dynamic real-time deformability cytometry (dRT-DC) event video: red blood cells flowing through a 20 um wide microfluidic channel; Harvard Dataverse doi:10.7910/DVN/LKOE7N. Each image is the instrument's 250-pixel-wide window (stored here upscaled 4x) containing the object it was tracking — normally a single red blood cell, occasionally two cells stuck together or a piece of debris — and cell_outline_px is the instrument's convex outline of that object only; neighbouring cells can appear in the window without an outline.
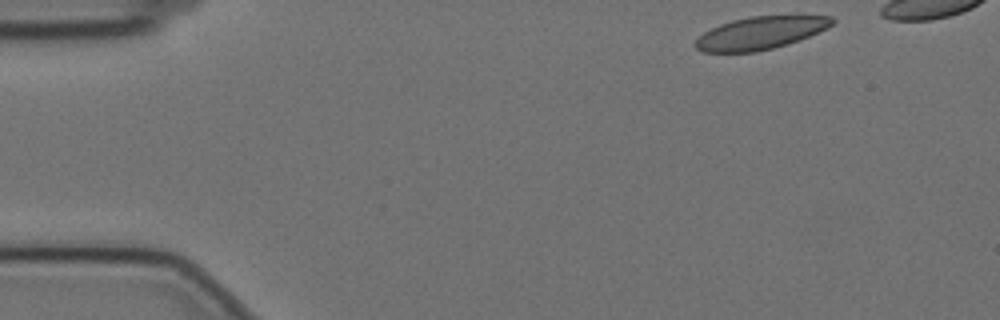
{"species": "Egyptian fruit bat (a non-hibernating species)", "species_latin": "Rousettus aegyptiacus", "temperature_condition": "cold", "stored_images_in_passage": 15, "camera_frame_rate_fps": 3000, "um_per_image_px": 0.085, "animal": {"sex": "female"}, "frame": {"image": 1, "passage_image": 1, "time_ms": 0.0, "image_size_px": [1000, 320], "cell_outline_px": [[836, 20], [828, 28], [800, 40], [788, 44], [756, 52], [704, 52], [696, 48], [692, 44], [704, 32], [720, 24], [732, 20], [752, 16], [800, 12], [832, 16]], "centroid_in_image_um": [64.76, 2.74], "position_along_channel_um": 20.2, "area_um2": 27.11}}
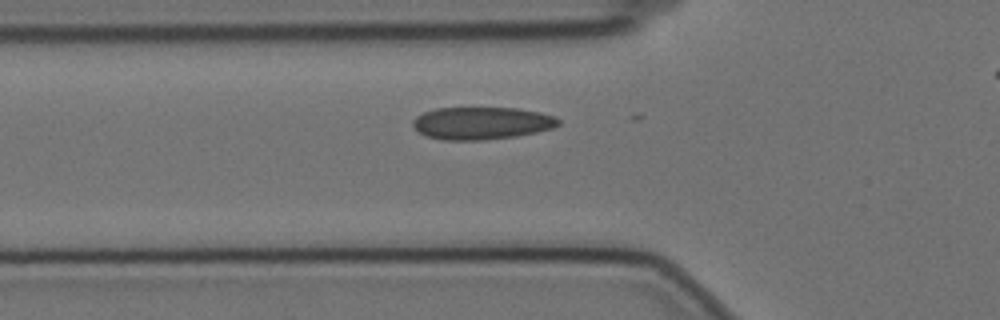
{"frame": {"image": 2, "passage_image": 14, "time_ms": 4.333, "image_size_px": [1000, 320], "cell_outline_px": [[560, 124], [552, 128], [536, 132], [516, 136], [484, 140], [444, 140], [428, 136], [420, 132], [412, 124], [412, 120], [416, 116], [424, 112], [436, 108], [516, 108], [540, 112], [556, 116], [560, 120]], "centroid_in_image_um": [40.96, 10.46], "position_along_channel_um": 84.8, "area_um2": 27.51}}